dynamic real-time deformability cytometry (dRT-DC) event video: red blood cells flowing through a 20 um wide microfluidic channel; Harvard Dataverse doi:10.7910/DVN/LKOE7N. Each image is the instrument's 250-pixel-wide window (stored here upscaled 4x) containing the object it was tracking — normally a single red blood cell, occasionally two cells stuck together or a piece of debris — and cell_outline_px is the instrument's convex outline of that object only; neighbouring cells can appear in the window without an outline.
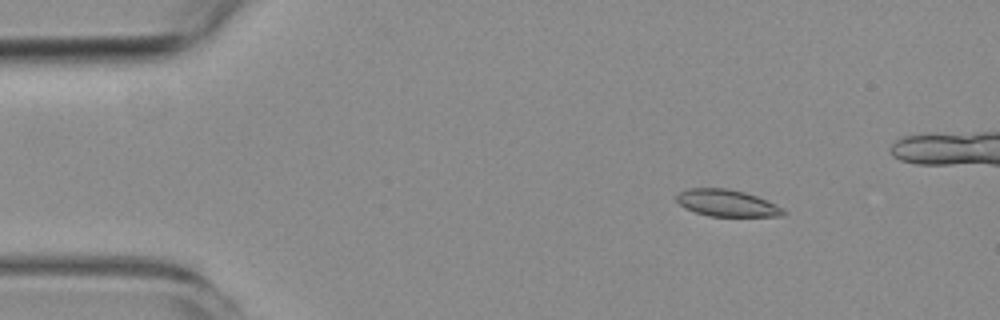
{"species": "common noctule bat (a hibernating species)", "species_latin": "Nyctalus noctula", "temperature_condition": "room temperature", "stored_images_in_passage": 5, "camera_frame_rate_fps": 3000, "um_per_image_px": 0.085, "animal": {"sex": "female", "body_mass_g": 19.3, "forearm_length_mm": 54.1}, "frame": {"image": 1, "passage_image": 2, "time_ms": 2.0, "image_size_px": [1000, 320], "cell_outline_px": [[788, 212], [784, 216], [708, 216], [684, 208], [676, 200], [676, 196], [680, 192], [688, 188], [728, 188], [744, 192], [756, 196], [776, 204]], "centroid_in_image_um": [61.8, 17.26], "position_along_channel_um": 23.2, "area_um2": 16.7}}
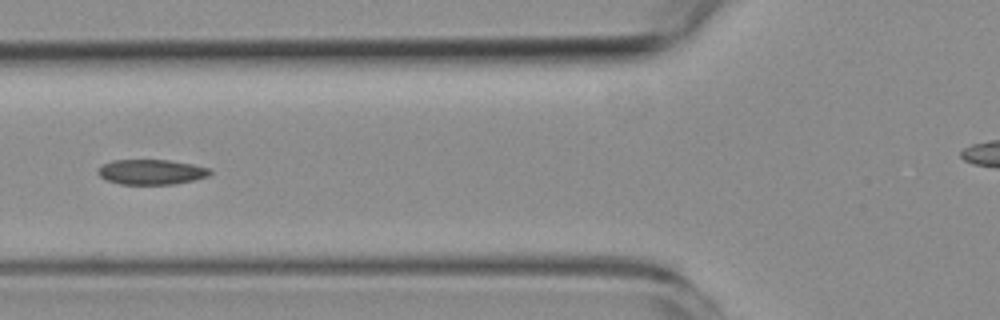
{"frame": {"image": 2, "passage_image": 5, "time_ms": 6.333, "image_size_px": [1000, 320], "cell_outline_px": [[212, 172], [208, 176], [192, 180], [172, 184], [120, 184], [108, 180], [100, 176], [96, 172], [100, 164], [112, 160], [168, 160], [192, 164], [212, 168]], "centroid_in_image_um": [12.84, 14.6], "position_along_channel_um": 113.0, "area_um2": 16.42}}